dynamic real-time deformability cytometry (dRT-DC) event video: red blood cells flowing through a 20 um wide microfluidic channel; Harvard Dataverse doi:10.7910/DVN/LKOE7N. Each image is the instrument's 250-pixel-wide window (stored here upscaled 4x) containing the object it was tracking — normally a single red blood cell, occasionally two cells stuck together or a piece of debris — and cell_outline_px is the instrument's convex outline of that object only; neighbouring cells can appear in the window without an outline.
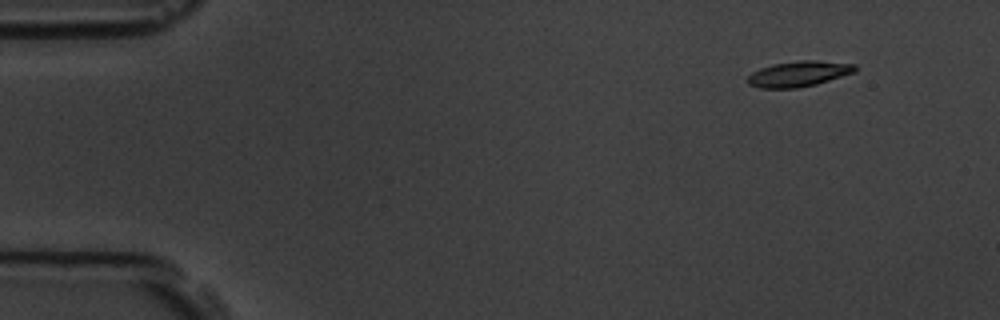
{"species": "common noctule bat (a hibernating species)", "species_latin": "Nyctalus noctula", "temperature_condition": "room temperature", "stored_images_in_passage": 5, "camera_frame_rate_fps": 3000, "um_per_image_px": 0.085, "animal": {"sex": "male", "body_mass_g": 19.5, "forearm_length_mm": 54.6}, "frame": {"image": 1, "passage_image": 2, "time_ms": 1.333, "image_size_px": [1000, 320], "cell_outline_px": [[856, 72], [816, 84], [796, 88], [760, 88], [748, 84], [748, 76], [752, 72], [760, 68], [772, 64], [800, 60], [816, 60], [856, 64]], "centroid_in_image_um": [67.9, 6.27], "position_along_channel_um": 17.1, "area_um2": 16.01}}
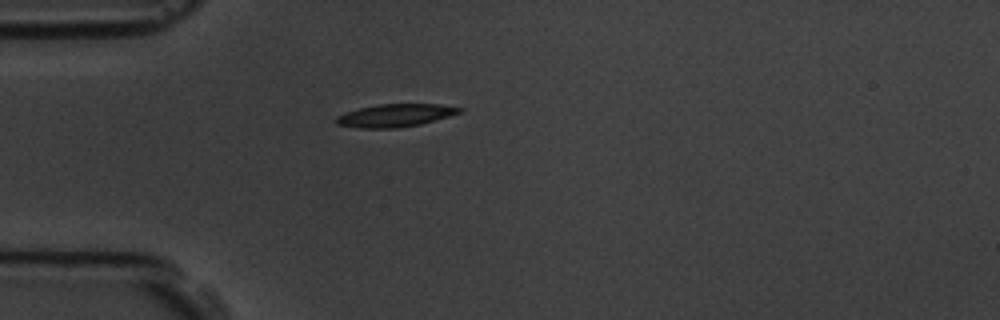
{"frame": {"image": 2, "passage_image": 5, "time_ms": 4.667, "image_size_px": [1000, 320], "cell_outline_px": [[464, 108], [460, 112], [448, 116], [420, 124], [400, 128], [356, 128], [336, 124], [336, 116], [360, 108], [380, 104], [436, 104]], "centroid_in_image_um": [33.57, 9.82], "position_along_channel_um": 51.4, "area_um2": 16.18}}